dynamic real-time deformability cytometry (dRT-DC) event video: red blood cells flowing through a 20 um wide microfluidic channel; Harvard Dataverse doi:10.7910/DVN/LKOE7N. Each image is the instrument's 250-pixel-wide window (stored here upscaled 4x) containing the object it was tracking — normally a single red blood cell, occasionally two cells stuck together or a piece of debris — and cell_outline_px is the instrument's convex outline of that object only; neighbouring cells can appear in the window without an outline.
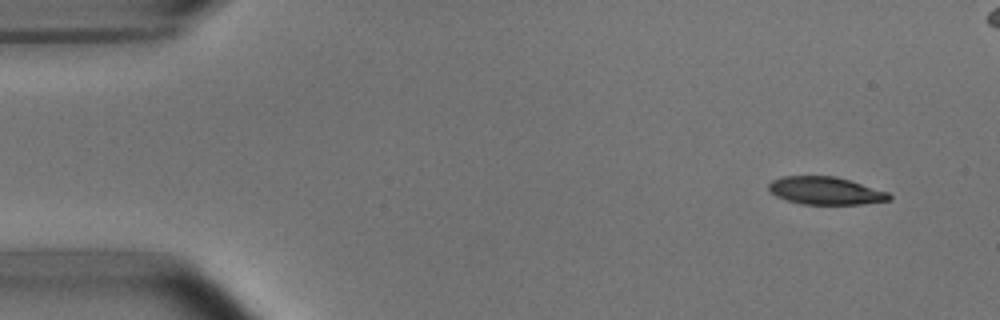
{"species": "common noctule bat (a hibernating species)", "species_latin": "Nyctalus noctula", "temperature_condition": "room temperature", "stored_images_in_passage": 5, "camera_frame_rate_fps": 3000, "um_per_image_px": 0.085, "animal": {"sex": "male", "body_mass_g": 15.6}, "frame": {"image": 1, "passage_image": 1, "time_ms": 0.0, "image_size_px": [1000, 320], "cell_outline_px": [[892, 200], [864, 204], [800, 204], [776, 196], [768, 192], [768, 184], [772, 180], [784, 176], [836, 176], [888, 192], [892, 196]], "centroid_in_image_um": [70.16, 16.21], "position_along_channel_um": 14.8, "area_um2": 19.54}}